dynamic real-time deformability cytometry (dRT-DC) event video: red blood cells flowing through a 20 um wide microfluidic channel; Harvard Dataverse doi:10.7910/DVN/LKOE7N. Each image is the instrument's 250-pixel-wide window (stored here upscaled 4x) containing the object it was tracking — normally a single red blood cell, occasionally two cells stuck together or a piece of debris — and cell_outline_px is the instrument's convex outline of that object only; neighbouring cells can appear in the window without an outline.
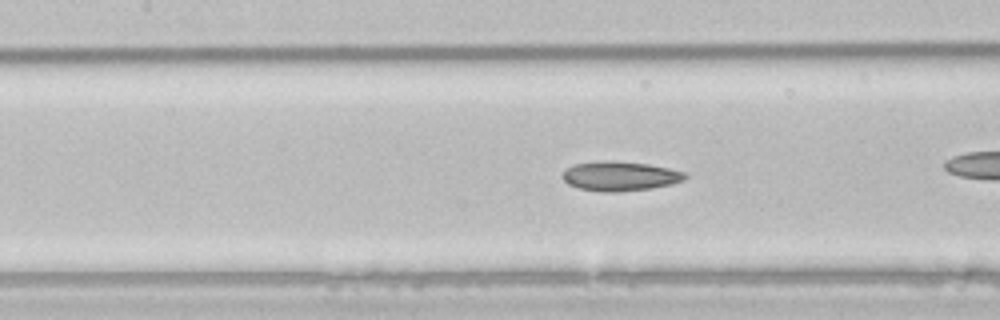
{"species": "common noctule bat (a hibernating species)", "species_latin": "Nyctalus noctula", "temperature_condition": "room temperature", "stored_images_in_passage": 51, "camera_frame_rate_fps": 3000, "um_per_image_px": 0.085, "animal": {"sex": "male", "body_mass_g": 21.5, "forearm_length_mm": 52.0}, "frame": {"image": 1, "passage_image": 22, "time_ms": 7.0, "image_size_px": [1000, 320], "cell_outline_px": [[688, 176], [684, 180], [672, 184], [652, 188], [616, 192], [600, 192], [580, 188], [568, 184], [560, 176], [572, 164], [612, 160], [648, 164], [668, 168], [684, 172]], "centroid_in_image_um": [52.7, 14.97], "position_along_channel_um": 154.7, "area_um2": 21.04}, "authors_computed_cell_mechanics": {"area_um2": 22.7732, "velocity_mm_per_s": 3.9701, "shape_relaxation_time_tau1_ms": null, "shape_relaxation_time_tau2_ms": 3.9442, "deformation_change_tau1": null, "deformation_change_tau2": 0.0976}}